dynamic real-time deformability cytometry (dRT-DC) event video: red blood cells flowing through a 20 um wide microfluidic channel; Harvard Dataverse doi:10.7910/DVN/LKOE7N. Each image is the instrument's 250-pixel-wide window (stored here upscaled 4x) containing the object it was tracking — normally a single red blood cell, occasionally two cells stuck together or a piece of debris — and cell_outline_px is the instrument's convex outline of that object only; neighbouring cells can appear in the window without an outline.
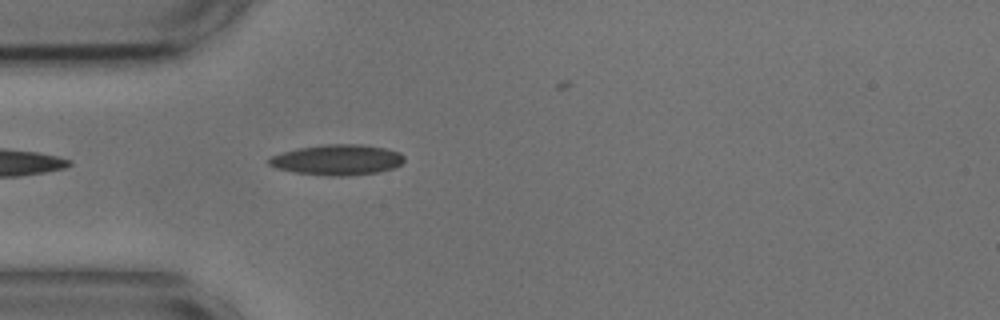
{"species": "common noctule bat (a hibernating species)", "species_latin": "Nyctalus noctula", "temperature_condition": "cold", "stored_images_in_passage": 23, "camera_frame_rate_fps": 3000, "um_per_image_px": 0.085, "animal": {"sex": "male", "body_mass_g": 17.9, "forearm_length_mm": 54.2}, "frame": {"image": 1, "passage_image": 1, "time_ms": 0.0, "image_size_px": [1000, 320], "cell_outline_px": [[404, 160], [400, 164], [392, 168], [376, 172], [344, 176], [328, 176], [296, 172], [276, 168], [268, 164], [268, 160], [272, 156], [296, 148], [324, 144], [360, 144], [384, 148], [400, 152], [404, 156]], "centroid_in_image_um": [28.66, 13.58], "position_along_channel_um": 56.3, "area_um2": 23.87}}
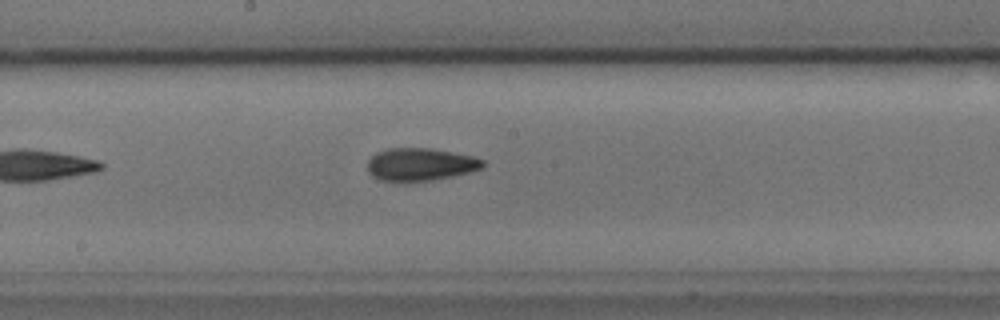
{"frame": {"image": 2, "passage_image": 14, "time_ms": 4.333, "image_size_px": [1000, 320], "cell_outline_px": [[484, 164], [480, 168], [468, 172], [452, 176], [432, 180], [380, 180], [372, 176], [368, 172], [368, 160], [376, 152], [388, 148], [432, 148], [472, 156], [484, 160]], "centroid_in_image_um": [35.7, 13.95], "position_along_channel_um": 212.5, "area_um2": 21.62}}